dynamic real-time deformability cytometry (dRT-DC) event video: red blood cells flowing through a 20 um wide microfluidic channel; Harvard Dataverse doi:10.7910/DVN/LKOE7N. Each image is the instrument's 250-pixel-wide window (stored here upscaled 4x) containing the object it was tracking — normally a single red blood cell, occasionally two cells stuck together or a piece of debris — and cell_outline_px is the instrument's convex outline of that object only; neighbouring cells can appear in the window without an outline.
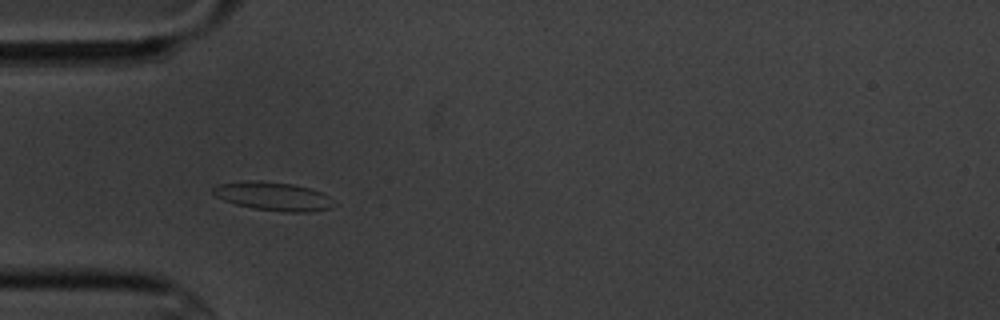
{"species": "common noctule bat (a hibernating species)", "species_latin": "Nyctalus noctula", "temperature_condition": "cold", "stored_images_in_passage": 4, "camera_frame_rate_fps": 3000, "um_per_image_px": 0.085, "animal": {"sex": "male", "body_mass_g": 20.1, "forearm_length_mm": 53.5}, "frame": {"image": 1, "passage_image": 3, "time_ms": 3.333, "image_size_px": [1000, 320], "cell_outline_px": [[328, 208], [308, 212], [284, 212], [252, 208], [236, 204], [224, 200], [216, 196], [212, 192], [212, 188], [216, 184], [244, 180], [260, 180], [292, 184], [308, 188], [320, 192], [328, 196]], "centroid_in_image_um": [23.08, 16.66], "position_along_channel_um": 61.9, "area_um2": 19.77}}